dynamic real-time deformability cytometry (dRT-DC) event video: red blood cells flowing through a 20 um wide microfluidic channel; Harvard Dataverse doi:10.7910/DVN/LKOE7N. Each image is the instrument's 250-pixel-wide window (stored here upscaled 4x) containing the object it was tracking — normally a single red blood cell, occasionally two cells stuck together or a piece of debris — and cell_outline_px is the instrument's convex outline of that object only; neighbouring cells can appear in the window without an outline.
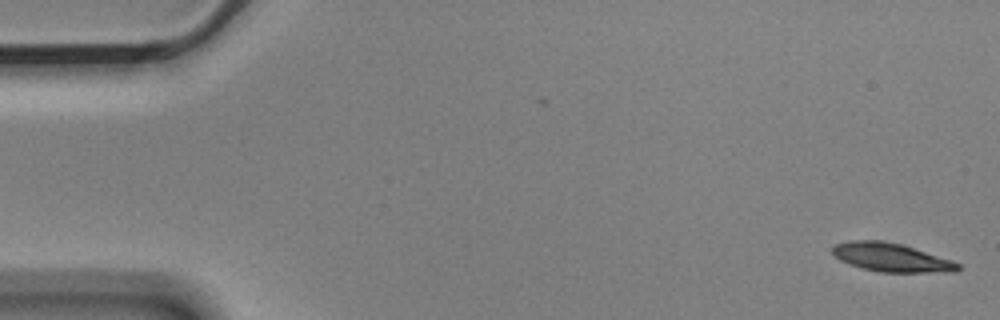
{"species": "Egyptian fruit bat (a non-hibernating species)", "species_latin": "Rousettus aegyptiacus", "temperature_condition": "cold", "stored_images_in_passage": 5, "camera_frame_rate_fps": 3000, "um_per_image_px": 0.085, "animal": {"sex": "male"}, "frame": {"image": 1, "passage_image": 1, "time_ms": 0.0, "image_size_px": [1000, 320], "cell_outline_px": [[960, 268], [956, 272], [880, 272], [860, 268], [848, 264], [840, 260], [832, 252], [832, 244], [848, 240], [880, 240], [900, 244], [952, 260], [960, 264]], "centroid_in_image_um": [75.71, 21.88], "position_along_channel_um": 9.3, "area_um2": 20.92}}
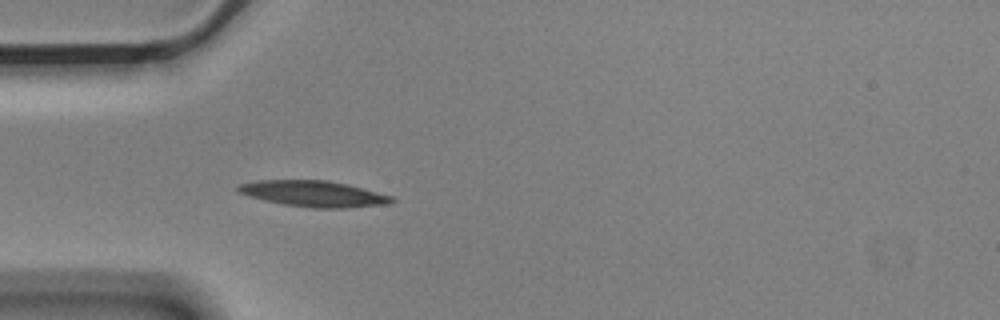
{"frame": {"image": 2, "passage_image": 5, "time_ms": 1.333, "image_size_px": [1000, 320], "cell_outline_px": [[396, 200], [388, 204], [348, 208], [312, 208], [284, 204], [264, 200], [248, 196], [236, 192], [236, 188], [240, 184], [256, 180], [328, 180], [348, 184], [392, 196]], "centroid_in_image_um": [26.65, 16.47], "position_along_channel_um": 58.3, "area_um2": 23.41}}